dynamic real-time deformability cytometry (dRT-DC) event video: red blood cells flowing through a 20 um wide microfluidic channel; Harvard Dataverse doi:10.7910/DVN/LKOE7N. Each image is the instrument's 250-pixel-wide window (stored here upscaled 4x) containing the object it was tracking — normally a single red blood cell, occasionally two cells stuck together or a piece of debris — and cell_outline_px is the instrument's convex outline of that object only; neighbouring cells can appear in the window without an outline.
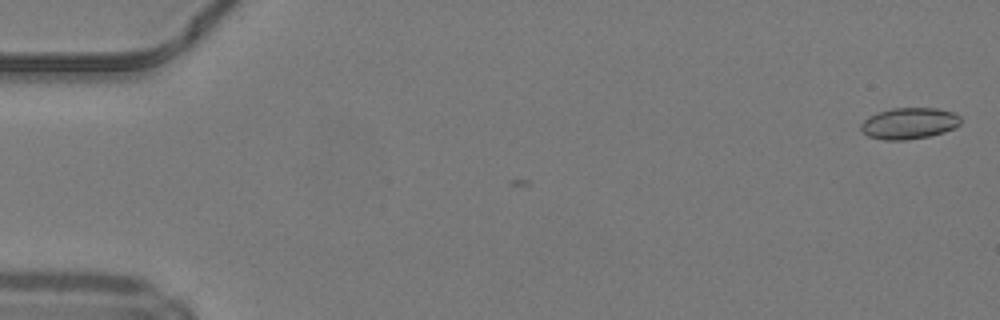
{"species": "common noctule bat (a hibernating species)", "species_latin": "Nyctalus noctula", "temperature_condition": "warm", "stored_images_in_passage": 6, "camera_frame_rate_fps": 3000, "um_per_image_px": 0.085, "animal": {"sex": "male", "body_mass_g": 19.2, "forearm_length_mm": 51.8}, "frame": {"image": 1, "passage_image": 2, "time_ms": 0.333, "image_size_px": [1000, 320], "cell_outline_px": [[960, 124], [944, 132], [928, 136], [904, 140], [884, 140], [868, 136], [860, 128], [860, 124], [868, 116], [892, 108], [936, 108], [952, 112], [960, 116]], "centroid_in_image_um": [77.25, 10.48], "position_along_channel_um": 7.7, "area_um2": 18.03}}